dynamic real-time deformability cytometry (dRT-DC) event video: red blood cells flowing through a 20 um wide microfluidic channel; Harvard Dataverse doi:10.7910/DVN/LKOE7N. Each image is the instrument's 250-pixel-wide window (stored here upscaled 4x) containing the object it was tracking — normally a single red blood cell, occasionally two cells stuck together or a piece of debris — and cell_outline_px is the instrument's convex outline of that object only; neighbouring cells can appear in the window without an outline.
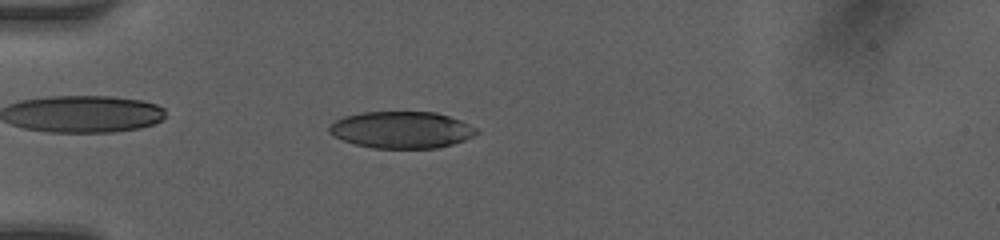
{"species": "human", "species_latin": "Homo sapiens", "temperature_condition": "room temperature", "stored_images_in_passage": 46, "camera_frame_rate_fps": 3000, "um_per_image_px": 0.085, "donor": {"sex": "female"}, "frame": {"image": 1, "passage_image": 12, "time_ms": 3.667, "image_size_px": [1000, 240], "cell_outline_px": [[480, 132], [464, 140], [452, 144], [436, 148], [372, 148], [356, 144], [332, 136], [328, 132], [328, 124], [344, 116], [364, 112], [436, 112], [460, 120], [476, 128]], "centroid_in_image_um": [34.1, 11.03], "position_along_channel_um": 50.9, "area_um2": 31.56}}
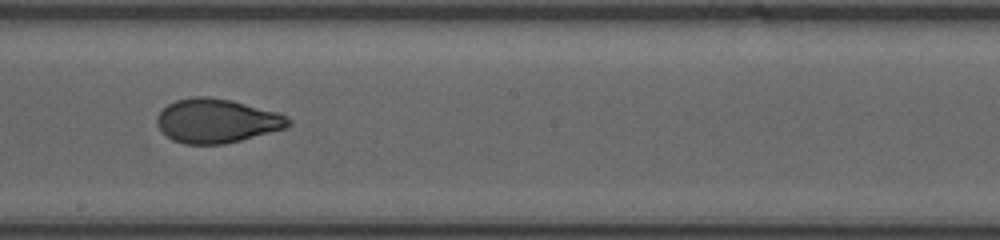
{"frame": {"image": 2, "passage_image": 26, "time_ms": 8.333, "image_size_px": [1000, 240], "cell_outline_px": [[292, 124], [288, 128], [224, 144], [184, 144], [172, 140], [156, 124], [156, 116], [168, 104], [176, 100], [192, 96], [208, 96], [232, 100], [276, 112], [288, 116], [292, 120]], "centroid_in_image_um": [18.45, 10.27], "position_along_channel_um": 229.8, "area_um2": 33.87}}
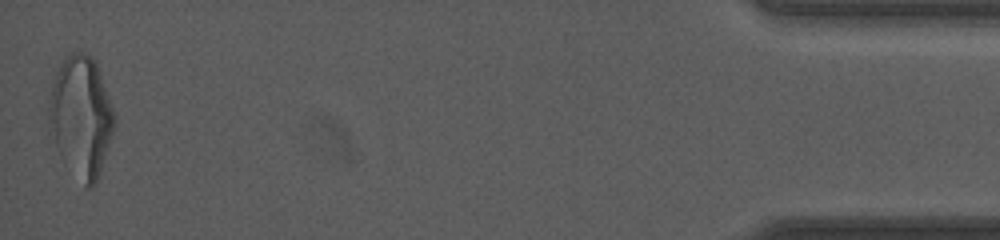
{"frame": {"image": 3, "passage_image": 46, "time_ms": 15.0, "image_size_px": [1000, 240], "cell_outline_px": [[116, 120], [100, 172], [92, 188], [84, 188], [60, 156], [48, 132], [48, 100], [52, 84], [56, 72], [60, 64], [72, 52], [84, 52], [92, 56], [96, 64], [112, 108]], "centroid_in_image_um": [6.84, 9.94], "position_along_channel_um": 428.4, "area_um2": 45.95}, "authors_computed_cell_mechanics": {"area_um2": 33.524, "velocity_mm_per_s": 4.2293, "shape_relaxation_time_tau1_ms": 3.7744, "shape_relaxation_time_tau2_ms": 0.6496, "deformation_change_tau1": 0.1657, "deformation_change_tau2": 0.0548}}